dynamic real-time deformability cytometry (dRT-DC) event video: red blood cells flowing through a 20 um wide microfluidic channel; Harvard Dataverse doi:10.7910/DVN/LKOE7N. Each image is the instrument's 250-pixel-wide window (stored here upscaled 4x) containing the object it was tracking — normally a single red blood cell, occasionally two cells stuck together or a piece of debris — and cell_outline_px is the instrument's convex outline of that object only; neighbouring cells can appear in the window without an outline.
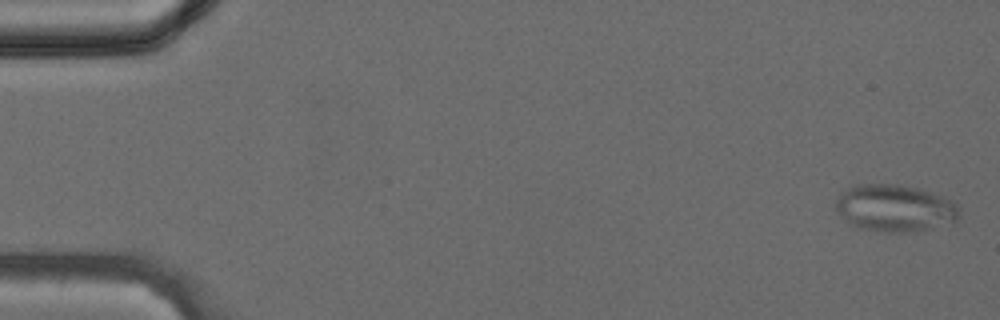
{"species": "common noctule bat (a hibernating species)", "species_latin": "Nyctalus noctula", "temperature_condition": "cold", "stored_images_in_passage": 10, "camera_frame_rate_fps": 3000, "um_per_image_px": 0.085, "animal": {"sex": "female", "body_mass_g": 24.6, "forearm_length_mm": 56.2}, "frame": {"image": 1, "passage_image": 1, "time_ms": 0.0, "image_size_px": [1000, 320], "cell_outline_px": [[956, 220], [912, 232], [888, 232], [860, 228], [848, 224], [836, 208], [836, 200], [840, 192], [856, 184], [896, 184], [916, 188], [940, 196], [956, 204]], "centroid_in_image_um": [75.95, 17.68], "position_along_channel_um": 9.1, "area_um2": 33.06}}